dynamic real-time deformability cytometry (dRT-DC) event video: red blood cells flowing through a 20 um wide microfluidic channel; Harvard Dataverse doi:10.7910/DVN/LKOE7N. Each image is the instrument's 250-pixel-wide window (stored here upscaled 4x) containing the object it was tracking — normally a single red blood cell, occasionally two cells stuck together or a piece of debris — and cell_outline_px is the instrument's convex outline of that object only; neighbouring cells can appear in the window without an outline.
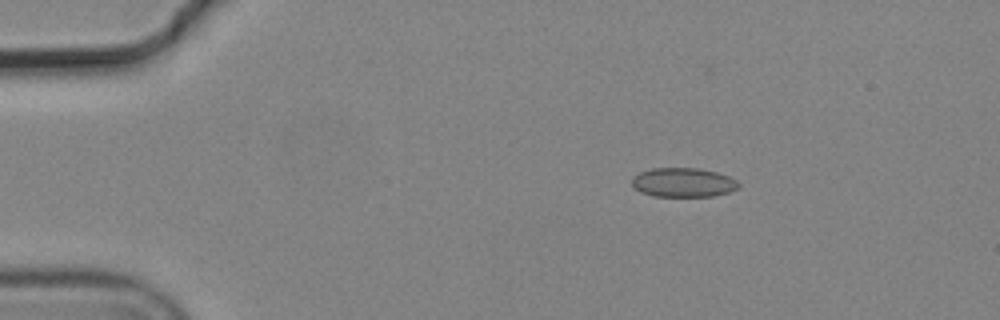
{"species": "common noctule bat (a hibernating species)", "species_latin": "Nyctalus noctula", "temperature_condition": "cold", "stored_images_in_passage": 3, "camera_frame_rate_fps": 3000, "um_per_image_px": 0.085, "animal": {"sex": "male", "body_mass_g": 19.2, "forearm_length_mm": 51.8}, "frame": {"image": 1, "passage_image": 2, "time_ms": 0.333, "image_size_px": [1000, 320], "cell_outline_px": [[740, 188], [728, 192], [712, 196], [652, 196], [640, 192], [632, 184], [632, 176], [640, 172], [652, 168], [700, 168], [716, 172], [728, 176], [736, 180], [740, 184]], "centroid_in_image_um": [58.07, 15.5], "position_along_channel_um": 26.9, "area_um2": 18.21}}